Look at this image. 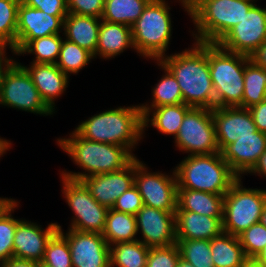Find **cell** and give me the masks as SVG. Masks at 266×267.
I'll use <instances>...</instances> for the list:
<instances>
[{
	"instance_id": "14",
	"label": "cell",
	"mask_w": 266,
	"mask_h": 267,
	"mask_svg": "<svg viewBox=\"0 0 266 267\" xmlns=\"http://www.w3.org/2000/svg\"><path fill=\"white\" fill-rule=\"evenodd\" d=\"M59 232L67 239L73 267H110V246L100 233L69 229Z\"/></svg>"
},
{
	"instance_id": "44",
	"label": "cell",
	"mask_w": 266,
	"mask_h": 267,
	"mask_svg": "<svg viewBox=\"0 0 266 267\" xmlns=\"http://www.w3.org/2000/svg\"><path fill=\"white\" fill-rule=\"evenodd\" d=\"M257 130L266 133V99L248 108Z\"/></svg>"
},
{
	"instance_id": "48",
	"label": "cell",
	"mask_w": 266,
	"mask_h": 267,
	"mask_svg": "<svg viewBox=\"0 0 266 267\" xmlns=\"http://www.w3.org/2000/svg\"><path fill=\"white\" fill-rule=\"evenodd\" d=\"M249 174L255 175V176L257 175L265 179L266 177V150L260 156L258 163L256 164V166L253 168V170Z\"/></svg>"
},
{
	"instance_id": "6",
	"label": "cell",
	"mask_w": 266,
	"mask_h": 267,
	"mask_svg": "<svg viewBox=\"0 0 266 267\" xmlns=\"http://www.w3.org/2000/svg\"><path fill=\"white\" fill-rule=\"evenodd\" d=\"M168 0H151L131 26L134 51L144 59L160 60L167 55L172 39V14Z\"/></svg>"
},
{
	"instance_id": "11",
	"label": "cell",
	"mask_w": 266,
	"mask_h": 267,
	"mask_svg": "<svg viewBox=\"0 0 266 267\" xmlns=\"http://www.w3.org/2000/svg\"><path fill=\"white\" fill-rule=\"evenodd\" d=\"M174 143L177 150L188 153V156L220 152L212 110L192 107L185 114Z\"/></svg>"
},
{
	"instance_id": "15",
	"label": "cell",
	"mask_w": 266,
	"mask_h": 267,
	"mask_svg": "<svg viewBox=\"0 0 266 267\" xmlns=\"http://www.w3.org/2000/svg\"><path fill=\"white\" fill-rule=\"evenodd\" d=\"M137 233L148 248L164 247L175 244V212L162 211L150 206L143 207L136 214Z\"/></svg>"
},
{
	"instance_id": "38",
	"label": "cell",
	"mask_w": 266,
	"mask_h": 267,
	"mask_svg": "<svg viewBox=\"0 0 266 267\" xmlns=\"http://www.w3.org/2000/svg\"><path fill=\"white\" fill-rule=\"evenodd\" d=\"M21 0H0V38L16 48L18 7Z\"/></svg>"
},
{
	"instance_id": "39",
	"label": "cell",
	"mask_w": 266,
	"mask_h": 267,
	"mask_svg": "<svg viewBox=\"0 0 266 267\" xmlns=\"http://www.w3.org/2000/svg\"><path fill=\"white\" fill-rule=\"evenodd\" d=\"M246 258H255L266 245V227L260 222L238 235Z\"/></svg>"
},
{
	"instance_id": "37",
	"label": "cell",
	"mask_w": 266,
	"mask_h": 267,
	"mask_svg": "<svg viewBox=\"0 0 266 267\" xmlns=\"http://www.w3.org/2000/svg\"><path fill=\"white\" fill-rule=\"evenodd\" d=\"M20 202L16 201L0 216V263L13 257V240L18 221L12 213L18 209Z\"/></svg>"
},
{
	"instance_id": "28",
	"label": "cell",
	"mask_w": 266,
	"mask_h": 267,
	"mask_svg": "<svg viewBox=\"0 0 266 267\" xmlns=\"http://www.w3.org/2000/svg\"><path fill=\"white\" fill-rule=\"evenodd\" d=\"M215 267H241L247 259L238 236L222 232L210 240Z\"/></svg>"
},
{
	"instance_id": "24",
	"label": "cell",
	"mask_w": 266,
	"mask_h": 267,
	"mask_svg": "<svg viewBox=\"0 0 266 267\" xmlns=\"http://www.w3.org/2000/svg\"><path fill=\"white\" fill-rule=\"evenodd\" d=\"M101 18L68 13L63 21L64 38L90 52L95 59Z\"/></svg>"
},
{
	"instance_id": "49",
	"label": "cell",
	"mask_w": 266,
	"mask_h": 267,
	"mask_svg": "<svg viewBox=\"0 0 266 267\" xmlns=\"http://www.w3.org/2000/svg\"><path fill=\"white\" fill-rule=\"evenodd\" d=\"M17 200L15 198L0 197V216L8 210Z\"/></svg>"
},
{
	"instance_id": "13",
	"label": "cell",
	"mask_w": 266,
	"mask_h": 267,
	"mask_svg": "<svg viewBox=\"0 0 266 267\" xmlns=\"http://www.w3.org/2000/svg\"><path fill=\"white\" fill-rule=\"evenodd\" d=\"M265 40L266 7L256 3L217 44L226 51L250 56Z\"/></svg>"
},
{
	"instance_id": "4",
	"label": "cell",
	"mask_w": 266,
	"mask_h": 267,
	"mask_svg": "<svg viewBox=\"0 0 266 267\" xmlns=\"http://www.w3.org/2000/svg\"><path fill=\"white\" fill-rule=\"evenodd\" d=\"M187 12L195 42L218 43L255 4L248 0H177Z\"/></svg>"
},
{
	"instance_id": "51",
	"label": "cell",
	"mask_w": 266,
	"mask_h": 267,
	"mask_svg": "<svg viewBox=\"0 0 266 267\" xmlns=\"http://www.w3.org/2000/svg\"><path fill=\"white\" fill-rule=\"evenodd\" d=\"M241 267H265V265L259 263L255 258H247Z\"/></svg>"
},
{
	"instance_id": "36",
	"label": "cell",
	"mask_w": 266,
	"mask_h": 267,
	"mask_svg": "<svg viewBox=\"0 0 266 267\" xmlns=\"http://www.w3.org/2000/svg\"><path fill=\"white\" fill-rule=\"evenodd\" d=\"M41 267H73L69 244L59 231L49 240Z\"/></svg>"
},
{
	"instance_id": "45",
	"label": "cell",
	"mask_w": 266,
	"mask_h": 267,
	"mask_svg": "<svg viewBox=\"0 0 266 267\" xmlns=\"http://www.w3.org/2000/svg\"><path fill=\"white\" fill-rule=\"evenodd\" d=\"M7 49H10L14 56L17 55L14 46L0 38V76L16 61L12 56L6 55Z\"/></svg>"
},
{
	"instance_id": "23",
	"label": "cell",
	"mask_w": 266,
	"mask_h": 267,
	"mask_svg": "<svg viewBox=\"0 0 266 267\" xmlns=\"http://www.w3.org/2000/svg\"><path fill=\"white\" fill-rule=\"evenodd\" d=\"M128 48L134 49L131 27L101 20L95 58L113 59Z\"/></svg>"
},
{
	"instance_id": "42",
	"label": "cell",
	"mask_w": 266,
	"mask_h": 267,
	"mask_svg": "<svg viewBox=\"0 0 266 267\" xmlns=\"http://www.w3.org/2000/svg\"><path fill=\"white\" fill-rule=\"evenodd\" d=\"M105 0H67L68 13L101 18Z\"/></svg>"
},
{
	"instance_id": "27",
	"label": "cell",
	"mask_w": 266,
	"mask_h": 267,
	"mask_svg": "<svg viewBox=\"0 0 266 267\" xmlns=\"http://www.w3.org/2000/svg\"><path fill=\"white\" fill-rule=\"evenodd\" d=\"M136 215L109 208L102 236L109 246L138 240Z\"/></svg>"
},
{
	"instance_id": "8",
	"label": "cell",
	"mask_w": 266,
	"mask_h": 267,
	"mask_svg": "<svg viewBox=\"0 0 266 267\" xmlns=\"http://www.w3.org/2000/svg\"><path fill=\"white\" fill-rule=\"evenodd\" d=\"M266 207V189L246 188L238 178L224 195L223 232L238 236L260 222Z\"/></svg>"
},
{
	"instance_id": "54",
	"label": "cell",
	"mask_w": 266,
	"mask_h": 267,
	"mask_svg": "<svg viewBox=\"0 0 266 267\" xmlns=\"http://www.w3.org/2000/svg\"><path fill=\"white\" fill-rule=\"evenodd\" d=\"M260 223L266 227V207L264 208L261 218H260Z\"/></svg>"
},
{
	"instance_id": "20",
	"label": "cell",
	"mask_w": 266,
	"mask_h": 267,
	"mask_svg": "<svg viewBox=\"0 0 266 267\" xmlns=\"http://www.w3.org/2000/svg\"><path fill=\"white\" fill-rule=\"evenodd\" d=\"M82 182L99 204L112 208L119 196L134 185V160L122 170L89 176Z\"/></svg>"
},
{
	"instance_id": "19",
	"label": "cell",
	"mask_w": 266,
	"mask_h": 267,
	"mask_svg": "<svg viewBox=\"0 0 266 267\" xmlns=\"http://www.w3.org/2000/svg\"><path fill=\"white\" fill-rule=\"evenodd\" d=\"M266 150V133L259 130L253 136L240 137L235 142L226 145L221 151V157L228 163L232 172L243 178L250 173Z\"/></svg>"
},
{
	"instance_id": "17",
	"label": "cell",
	"mask_w": 266,
	"mask_h": 267,
	"mask_svg": "<svg viewBox=\"0 0 266 267\" xmlns=\"http://www.w3.org/2000/svg\"><path fill=\"white\" fill-rule=\"evenodd\" d=\"M58 230L57 222L48 223L43 229L37 222L20 218L13 240V257L41 263L49 240Z\"/></svg>"
},
{
	"instance_id": "5",
	"label": "cell",
	"mask_w": 266,
	"mask_h": 267,
	"mask_svg": "<svg viewBox=\"0 0 266 267\" xmlns=\"http://www.w3.org/2000/svg\"><path fill=\"white\" fill-rule=\"evenodd\" d=\"M177 189L225 195L238 179L220 152L185 156L174 168Z\"/></svg>"
},
{
	"instance_id": "52",
	"label": "cell",
	"mask_w": 266,
	"mask_h": 267,
	"mask_svg": "<svg viewBox=\"0 0 266 267\" xmlns=\"http://www.w3.org/2000/svg\"><path fill=\"white\" fill-rule=\"evenodd\" d=\"M255 259L266 267V245L263 250L255 257Z\"/></svg>"
},
{
	"instance_id": "31",
	"label": "cell",
	"mask_w": 266,
	"mask_h": 267,
	"mask_svg": "<svg viewBox=\"0 0 266 267\" xmlns=\"http://www.w3.org/2000/svg\"><path fill=\"white\" fill-rule=\"evenodd\" d=\"M266 99V70L250 58L245 63L244 93L240 108H249Z\"/></svg>"
},
{
	"instance_id": "12",
	"label": "cell",
	"mask_w": 266,
	"mask_h": 267,
	"mask_svg": "<svg viewBox=\"0 0 266 267\" xmlns=\"http://www.w3.org/2000/svg\"><path fill=\"white\" fill-rule=\"evenodd\" d=\"M147 164L134 159V185L142 196L143 204L162 211L176 212L177 180L174 169L170 173L152 172Z\"/></svg>"
},
{
	"instance_id": "34",
	"label": "cell",
	"mask_w": 266,
	"mask_h": 267,
	"mask_svg": "<svg viewBox=\"0 0 266 267\" xmlns=\"http://www.w3.org/2000/svg\"><path fill=\"white\" fill-rule=\"evenodd\" d=\"M94 59L93 55L65 38L61 43L60 55L56 65L68 76L77 75ZM70 73V74H69Z\"/></svg>"
},
{
	"instance_id": "1",
	"label": "cell",
	"mask_w": 266,
	"mask_h": 267,
	"mask_svg": "<svg viewBox=\"0 0 266 267\" xmlns=\"http://www.w3.org/2000/svg\"><path fill=\"white\" fill-rule=\"evenodd\" d=\"M159 61L175 76L184 104L194 108H215L208 43L194 41L190 48L165 55Z\"/></svg>"
},
{
	"instance_id": "33",
	"label": "cell",
	"mask_w": 266,
	"mask_h": 267,
	"mask_svg": "<svg viewBox=\"0 0 266 267\" xmlns=\"http://www.w3.org/2000/svg\"><path fill=\"white\" fill-rule=\"evenodd\" d=\"M63 38L61 34H53L31 40L16 56L32 54L35 58H32L33 61L31 63L56 64Z\"/></svg>"
},
{
	"instance_id": "50",
	"label": "cell",
	"mask_w": 266,
	"mask_h": 267,
	"mask_svg": "<svg viewBox=\"0 0 266 267\" xmlns=\"http://www.w3.org/2000/svg\"><path fill=\"white\" fill-rule=\"evenodd\" d=\"M12 142L7 140L6 138L0 137V158L6 154L7 151L12 147Z\"/></svg>"
},
{
	"instance_id": "21",
	"label": "cell",
	"mask_w": 266,
	"mask_h": 267,
	"mask_svg": "<svg viewBox=\"0 0 266 267\" xmlns=\"http://www.w3.org/2000/svg\"><path fill=\"white\" fill-rule=\"evenodd\" d=\"M20 64L30 74L46 105L56 113L55 101L66 92V88L70 84V76L65 74L56 64L30 63L29 66Z\"/></svg>"
},
{
	"instance_id": "47",
	"label": "cell",
	"mask_w": 266,
	"mask_h": 267,
	"mask_svg": "<svg viewBox=\"0 0 266 267\" xmlns=\"http://www.w3.org/2000/svg\"><path fill=\"white\" fill-rule=\"evenodd\" d=\"M0 267H41V263L12 257L7 261L0 263Z\"/></svg>"
},
{
	"instance_id": "30",
	"label": "cell",
	"mask_w": 266,
	"mask_h": 267,
	"mask_svg": "<svg viewBox=\"0 0 266 267\" xmlns=\"http://www.w3.org/2000/svg\"><path fill=\"white\" fill-rule=\"evenodd\" d=\"M151 0H105L101 20L132 26Z\"/></svg>"
},
{
	"instance_id": "3",
	"label": "cell",
	"mask_w": 266,
	"mask_h": 267,
	"mask_svg": "<svg viewBox=\"0 0 266 267\" xmlns=\"http://www.w3.org/2000/svg\"><path fill=\"white\" fill-rule=\"evenodd\" d=\"M74 131L91 141L115 144L133 151L143 139V115L138 105L100 111L80 122Z\"/></svg>"
},
{
	"instance_id": "46",
	"label": "cell",
	"mask_w": 266,
	"mask_h": 267,
	"mask_svg": "<svg viewBox=\"0 0 266 267\" xmlns=\"http://www.w3.org/2000/svg\"><path fill=\"white\" fill-rule=\"evenodd\" d=\"M249 57L256 65L266 70V40Z\"/></svg>"
},
{
	"instance_id": "22",
	"label": "cell",
	"mask_w": 266,
	"mask_h": 267,
	"mask_svg": "<svg viewBox=\"0 0 266 267\" xmlns=\"http://www.w3.org/2000/svg\"><path fill=\"white\" fill-rule=\"evenodd\" d=\"M222 218L190 211H176V238L212 240L223 232Z\"/></svg>"
},
{
	"instance_id": "18",
	"label": "cell",
	"mask_w": 266,
	"mask_h": 267,
	"mask_svg": "<svg viewBox=\"0 0 266 267\" xmlns=\"http://www.w3.org/2000/svg\"><path fill=\"white\" fill-rule=\"evenodd\" d=\"M212 117L220 151L240 137L253 136L258 131L248 108L215 107Z\"/></svg>"
},
{
	"instance_id": "43",
	"label": "cell",
	"mask_w": 266,
	"mask_h": 267,
	"mask_svg": "<svg viewBox=\"0 0 266 267\" xmlns=\"http://www.w3.org/2000/svg\"><path fill=\"white\" fill-rule=\"evenodd\" d=\"M24 4L42 10L47 14L66 17L67 11V0H21Z\"/></svg>"
},
{
	"instance_id": "32",
	"label": "cell",
	"mask_w": 266,
	"mask_h": 267,
	"mask_svg": "<svg viewBox=\"0 0 266 267\" xmlns=\"http://www.w3.org/2000/svg\"><path fill=\"white\" fill-rule=\"evenodd\" d=\"M149 249L141 241L110 246V267H146Z\"/></svg>"
},
{
	"instance_id": "53",
	"label": "cell",
	"mask_w": 266,
	"mask_h": 267,
	"mask_svg": "<svg viewBox=\"0 0 266 267\" xmlns=\"http://www.w3.org/2000/svg\"><path fill=\"white\" fill-rule=\"evenodd\" d=\"M177 267H194V266L180 257Z\"/></svg>"
},
{
	"instance_id": "55",
	"label": "cell",
	"mask_w": 266,
	"mask_h": 267,
	"mask_svg": "<svg viewBox=\"0 0 266 267\" xmlns=\"http://www.w3.org/2000/svg\"><path fill=\"white\" fill-rule=\"evenodd\" d=\"M248 1H251V2H253V3L256 4V2H257L258 0H248Z\"/></svg>"
},
{
	"instance_id": "9",
	"label": "cell",
	"mask_w": 266,
	"mask_h": 267,
	"mask_svg": "<svg viewBox=\"0 0 266 267\" xmlns=\"http://www.w3.org/2000/svg\"><path fill=\"white\" fill-rule=\"evenodd\" d=\"M51 116L55 113L46 105L30 74L17 60L0 76V107Z\"/></svg>"
},
{
	"instance_id": "41",
	"label": "cell",
	"mask_w": 266,
	"mask_h": 267,
	"mask_svg": "<svg viewBox=\"0 0 266 267\" xmlns=\"http://www.w3.org/2000/svg\"><path fill=\"white\" fill-rule=\"evenodd\" d=\"M143 205L142 196L139 194L138 188L133 185L119 196L112 209L136 215Z\"/></svg>"
},
{
	"instance_id": "7",
	"label": "cell",
	"mask_w": 266,
	"mask_h": 267,
	"mask_svg": "<svg viewBox=\"0 0 266 267\" xmlns=\"http://www.w3.org/2000/svg\"><path fill=\"white\" fill-rule=\"evenodd\" d=\"M250 57L208 43V62L215 107H239L244 93L245 63Z\"/></svg>"
},
{
	"instance_id": "35",
	"label": "cell",
	"mask_w": 266,
	"mask_h": 267,
	"mask_svg": "<svg viewBox=\"0 0 266 267\" xmlns=\"http://www.w3.org/2000/svg\"><path fill=\"white\" fill-rule=\"evenodd\" d=\"M180 257L194 267H215L211 256L210 240L177 239Z\"/></svg>"
},
{
	"instance_id": "26",
	"label": "cell",
	"mask_w": 266,
	"mask_h": 267,
	"mask_svg": "<svg viewBox=\"0 0 266 267\" xmlns=\"http://www.w3.org/2000/svg\"><path fill=\"white\" fill-rule=\"evenodd\" d=\"M224 195L192 189H177L176 211H190L209 217H223Z\"/></svg>"
},
{
	"instance_id": "29",
	"label": "cell",
	"mask_w": 266,
	"mask_h": 267,
	"mask_svg": "<svg viewBox=\"0 0 266 267\" xmlns=\"http://www.w3.org/2000/svg\"><path fill=\"white\" fill-rule=\"evenodd\" d=\"M164 72L161 79L152 87L150 102L139 104L141 109H153L164 105L182 104L183 95L181 93L179 84L172 74V72L163 65L159 60L155 62ZM148 103V104H147Z\"/></svg>"
},
{
	"instance_id": "16",
	"label": "cell",
	"mask_w": 266,
	"mask_h": 267,
	"mask_svg": "<svg viewBox=\"0 0 266 267\" xmlns=\"http://www.w3.org/2000/svg\"><path fill=\"white\" fill-rule=\"evenodd\" d=\"M64 19L65 17L47 14L21 1L17 16L16 54L31 40L62 33Z\"/></svg>"
},
{
	"instance_id": "40",
	"label": "cell",
	"mask_w": 266,
	"mask_h": 267,
	"mask_svg": "<svg viewBox=\"0 0 266 267\" xmlns=\"http://www.w3.org/2000/svg\"><path fill=\"white\" fill-rule=\"evenodd\" d=\"M180 258L178 245L150 248L146 267H177Z\"/></svg>"
},
{
	"instance_id": "10",
	"label": "cell",
	"mask_w": 266,
	"mask_h": 267,
	"mask_svg": "<svg viewBox=\"0 0 266 267\" xmlns=\"http://www.w3.org/2000/svg\"><path fill=\"white\" fill-rule=\"evenodd\" d=\"M62 194L74 214L69 229L102 234L109 208L99 204L82 181L60 175Z\"/></svg>"
},
{
	"instance_id": "2",
	"label": "cell",
	"mask_w": 266,
	"mask_h": 267,
	"mask_svg": "<svg viewBox=\"0 0 266 267\" xmlns=\"http://www.w3.org/2000/svg\"><path fill=\"white\" fill-rule=\"evenodd\" d=\"M66 137L57 138V145L83 170H60V175L71 180L82 181L96 174L122 170L137 157L123 146L91 141L80 137L74 130Z\"/></svg>"
},
{
	"instance_id": "25",
	"label": "cell",
	"mask_w": 266,
	"mask_h": 267,
	"mask_svg": "<svg viewBox=\"0 0 266 267\" xmlns=\"http://www.w3.org/2000/svg\"><path fill=\"white\" fill-rule=\"evenodd\" d=\"M191 108L192 107L182 103L164 105L153 109H141L143 115V134H145V130H147L149 126H152L161 134L172 135L175 139L179 133V128L185 114Z\"/></svg>"
}]
</instances>
